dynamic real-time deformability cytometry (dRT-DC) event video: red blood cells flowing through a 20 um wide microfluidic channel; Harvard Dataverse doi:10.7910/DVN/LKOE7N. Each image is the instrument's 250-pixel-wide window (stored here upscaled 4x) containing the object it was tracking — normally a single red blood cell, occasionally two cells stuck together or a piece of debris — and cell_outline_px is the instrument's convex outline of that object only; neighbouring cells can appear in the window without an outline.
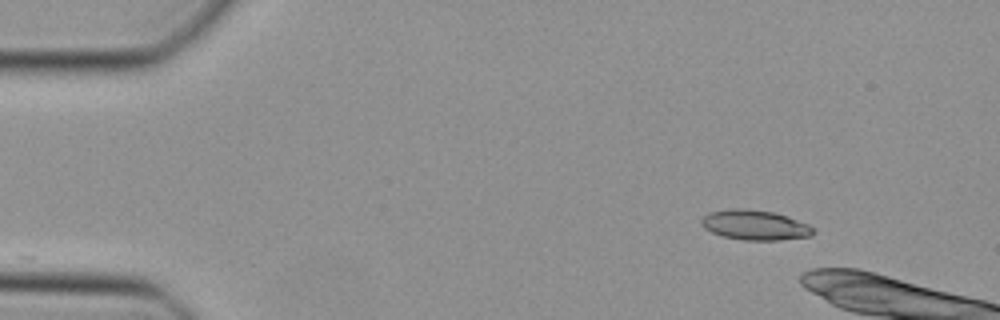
{"species": "Egyptian fruit bat (a non-hibernating species)", "species_latin": "Rousettus aegyptiacus", "temperature_condition": "cold", "stored_images_in_passage": 8, "camera_frame_rate_fps": 3000, "um_per_image_px": 0.085, "animal": {"sex": "female"}, "frame": {"image": 1, "passage_image": 1, "time_ms": 0.0, "image_size_px": [1000, 320], "cell_outline_px": [[816, 232], [812, 236], [780, 240], [744, 240], [724, 236], [712, 232], [704, 228], [700, 224], [700, 220], [708, 212], [732, 208], [744, 208], [776, 212], [808, 224]], "centroid_in_image_um": [64.17, 19.12], "position_along_channel_um": 20.8, "area_um2": 19.65}}